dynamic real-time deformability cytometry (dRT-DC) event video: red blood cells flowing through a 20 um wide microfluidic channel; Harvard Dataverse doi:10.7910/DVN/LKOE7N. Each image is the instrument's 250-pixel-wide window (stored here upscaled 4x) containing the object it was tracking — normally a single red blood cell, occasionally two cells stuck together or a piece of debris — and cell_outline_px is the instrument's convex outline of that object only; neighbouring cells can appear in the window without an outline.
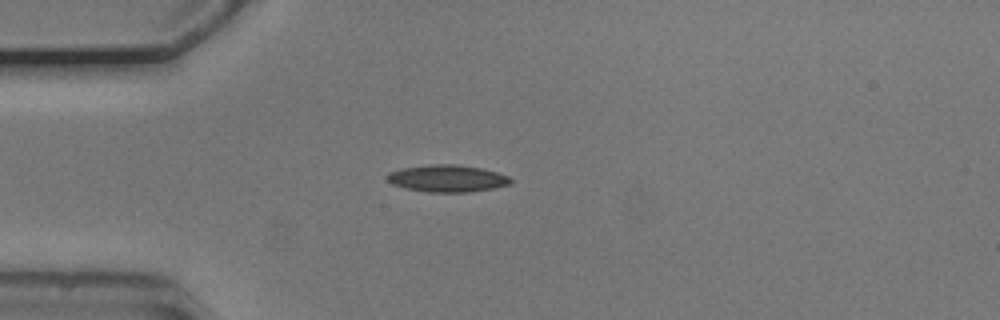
{"species": "common noctule bat (a hibernating species)", "species_latin": "Nyctalus noctula", "temperature_condition": "cold", "stored_images_in_passage": 5, "camera_frame_rate_fps": 3000, "um_per_image_px": 0.085, "animal": {"sex": "male", "body_mass_g": 20.5, "forearm_length_mm": 52.5}, "frame": {"image": 1, "passage_image": 1, "time_ms": 0.0, "image_size_px": [1000, 320], "cell_outline_px": [[512, 184], [492, 188], [468, 192], [428, 192], [404, 188], [392, 184], [388, 180], [388, 172], [400, 168], [428, 164], [456, 164], [480, 168], [496, 172], [508, 176], [512, 180]], "centroid_in_image_um": [38.0, 15.16], "position_along_channel_um": 47.0, "area_um2": 19.48}}